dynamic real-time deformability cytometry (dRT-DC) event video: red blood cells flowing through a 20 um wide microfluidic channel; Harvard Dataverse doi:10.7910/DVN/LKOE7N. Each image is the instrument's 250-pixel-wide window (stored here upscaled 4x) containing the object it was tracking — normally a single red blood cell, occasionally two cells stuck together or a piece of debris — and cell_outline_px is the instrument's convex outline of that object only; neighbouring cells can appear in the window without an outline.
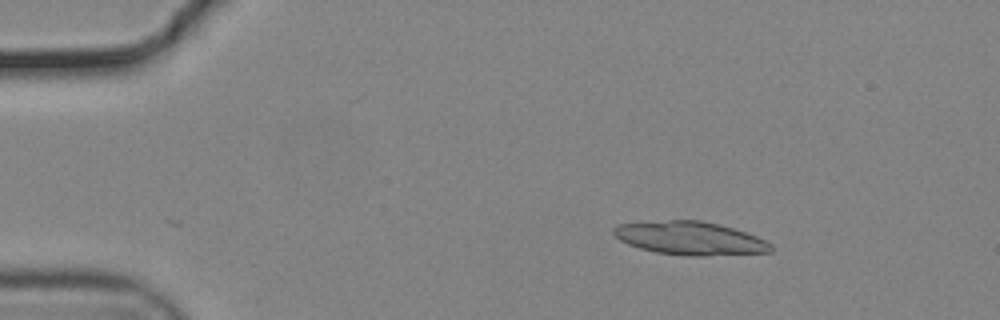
{"species": "common noctule bat (a hibernating species)", "species_latin": "Nyctalus noctula", "temperature_condition": "cold", "stored_images_in_passage": 22, "camera_frame_rate_fps": 3000, "um_per_image_px": 0.085, "animal": {"sex": "male", "body_mass_g": 19.2, "forearm_length_mm": 51.8}, "frame": {"image": 1, "passage_image": 8, "time_ms": 2.333, "image_size_px": [1000, 320], "cell_outline_px": [[772, 252], [708, 256], [684, 256], [656, 252], [640, 248], [628, 244], [620, 240], [612, 232], [612, 228], [616, 224], [668, 220], [700, 220], [720, 224], [756, 236], [772, 244]], "centroid_in_image_um": [58.64, 20.25], "position_along_channel_um": 26.4, "area_um2": 30.63}}